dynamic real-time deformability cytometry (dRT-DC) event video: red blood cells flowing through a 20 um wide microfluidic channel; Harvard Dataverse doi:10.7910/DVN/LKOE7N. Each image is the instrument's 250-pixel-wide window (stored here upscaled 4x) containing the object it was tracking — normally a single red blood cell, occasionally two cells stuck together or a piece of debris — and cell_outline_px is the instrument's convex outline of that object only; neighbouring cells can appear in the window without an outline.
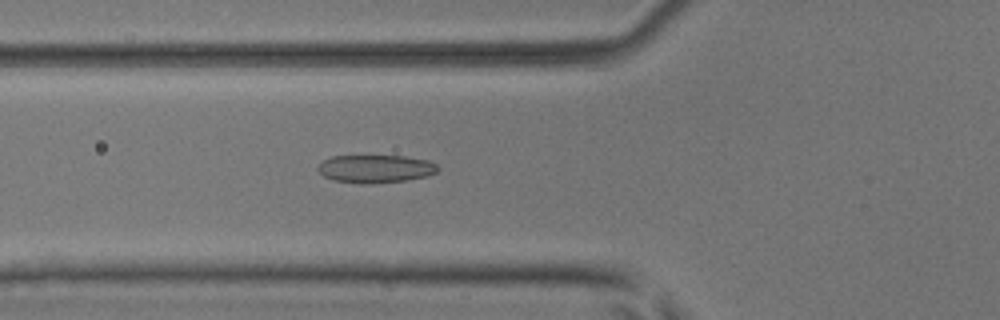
{"species": "common noctule bat (a hibernating species)", "species_latin": "Nyctalus noctula", "temperature_condition": "room temperature", "stored_images_in_passage": 53, "camera_frame_rate_fps": 3000, "um_per_image_px": 0.085, "animal": {"sex": "male", "body_mass_g": 17.9, "forearm_length_mm": 54.2}, "frame": {"image": 1, "passage_image": 20, "time_ms": 6.333, "image_size_px": [1000, 320], "cell_outline_px": [[440, 168], [436, 172], [428, 176], [404, 180], [372, 184], [360, 184], [332, 180], [324, 176], [316, 168], [324, 160], [332, 156], [404, 156], [428, 160], [436, 164]], "centroid_in_image_um": [31.92, 14.35], "position_along_channel_um": 93.9, "area_um2": 19.59}}
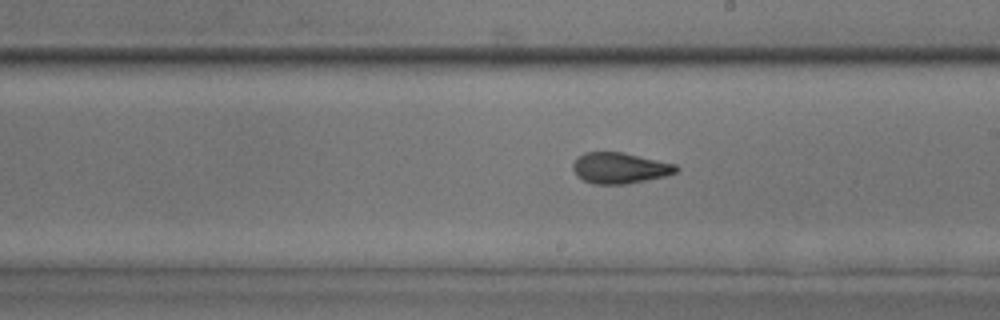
{"frame": {"image": 2, "passage_image": 31, "time_ms": 10.0, "image_size_px": [1000, 320], "cell_outline_px": [[680, 168], [676, 172], [668, 176], [624, 184], [596, 184], [584, 180], [576, 176], [572, 168], [572, 164], [576, 156], [584, 152], [624, 152], [676, 164]], "centroid_in_image_um": [52.67, 14.27], "position_along_channel_um": 236.3, "area_um2": 18.84}}
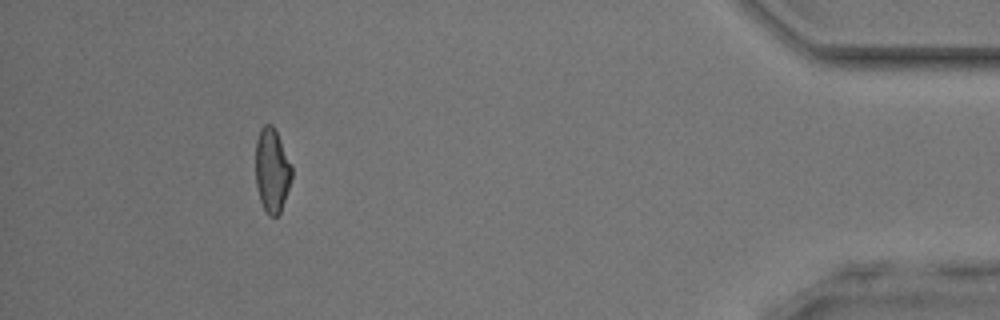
{"frame": {"image": 3, "passage_image": 49, "time_ms": 16.0, "image_size_px": [1000, 320], "cell_outline_px": [[292, 176], [280, 212], [276, 216], [268, 216], [260, 200], [256, 184], [256, 140], [260, 128], [264, 124], [272, 124], [276, 128], [292, 164]], "centroid_in_image_um": [23.12, 14.42], "position_along_channel_um": 412.1, "area_um2": 17.86}, "authors_computed_cell_mechanics": {"area_um2": 19.074, "velocity_mm_per_s": 3.8924, "shape_relaxation_time_tau1_ms": 6.1013, "shape_relaxation_time_tau2_ms": 1.7802, "deformation_change_tau1": 0.1539, "deformation_change_tau2": 0.0711}}